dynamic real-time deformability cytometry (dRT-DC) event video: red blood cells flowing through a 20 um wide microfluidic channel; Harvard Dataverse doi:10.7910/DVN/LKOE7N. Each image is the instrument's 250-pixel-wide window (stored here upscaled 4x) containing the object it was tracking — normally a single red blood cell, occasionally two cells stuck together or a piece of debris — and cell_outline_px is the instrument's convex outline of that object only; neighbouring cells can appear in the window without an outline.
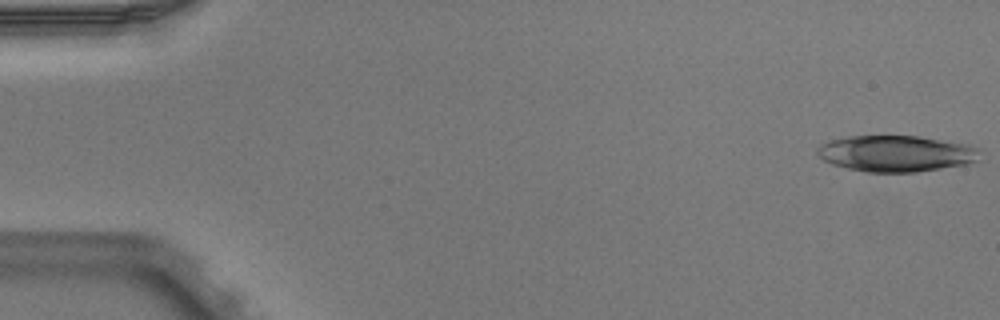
{"species": "Egyptian fruit bat (a non-hibernating species)", "species_latin": "Rousettus aegyptiacus", "temperature_condition": "warm", "stored_images_in_passage": 5, "segment_of_instrument_passage": [1, 2], "camera_frame_rate_fps": 3000, "um_per_image_px": 0.085, "animal": {"sex": "male"}, "frame": {"image": 1, "passage_image": 1, "time_ms": 0.0, "image_size_px": [1000, 320], "cell_outline_px": [[980, 148], [976, 160], [968, 164], [916, 172], [868, 172], [848, 168], [832, 164], [824, 160], [816, 152], [816, 148], [820, 144], [828, 140], [848, 136], [920, 136], [968, 144]], "centroid_in_image_um": [76.15, 13.04], "position_along_channel_um": 8.8, "area_um2": 34.39}}
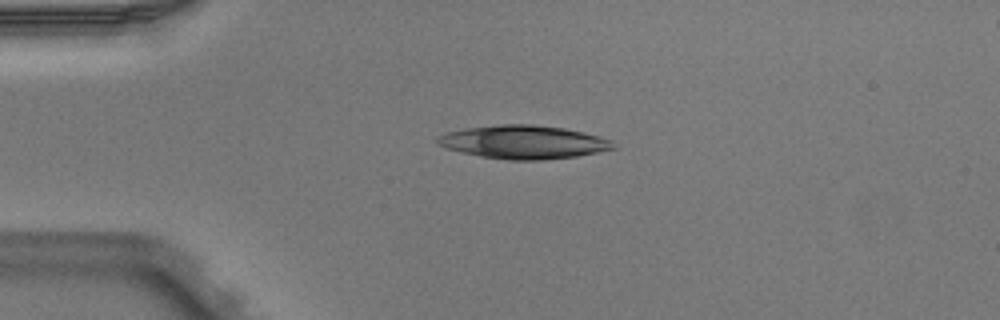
{"frame": {"image": 2, "passage_image": 3, "time_ms": 0.667, "image_size_px": [1000, 320], "cell_outline_px": [[616, 148], [576, 156], [544, 160], [508, 160], [480, 156], [444, 148], [436, 144], [436, 136], [448, 132], [464, 128], [500, 124], [532, 124], [564, 128], [584, 132], [600, 136], [612, 140]], "centroid_in_image_um": [44.47, 12.07], "position_along_channel_um": 40.5, "area_um2": 34.39}}